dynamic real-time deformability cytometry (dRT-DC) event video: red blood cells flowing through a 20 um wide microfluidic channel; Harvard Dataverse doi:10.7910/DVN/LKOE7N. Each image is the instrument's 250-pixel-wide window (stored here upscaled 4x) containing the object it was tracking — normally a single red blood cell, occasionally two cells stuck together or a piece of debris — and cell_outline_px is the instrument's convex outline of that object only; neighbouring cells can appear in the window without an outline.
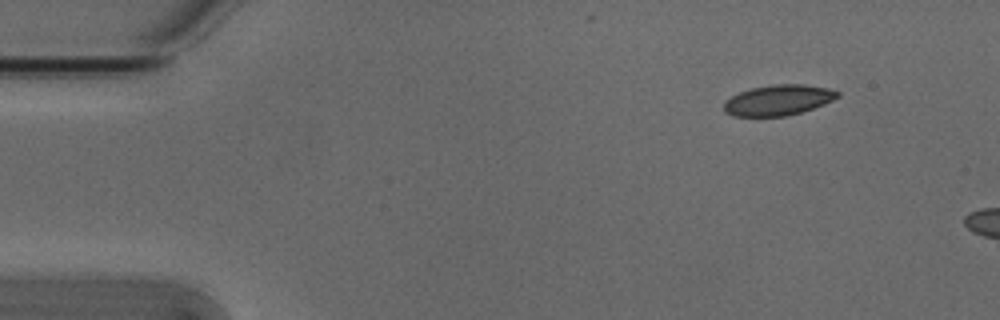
{"species": "Egyptian fruit bat (a non-hibernating species)", "species_latin": "Rousettus aegyptiacus", "temperature_condition": "cold", "stored_images_in_passage": 6, "camera_frame_rate_fps": 3000, "um_per_image_px": 0.085, "animal": {"sex": "male"}, "frame": {"image": 1, "passage_image": 1, "time_ms": 0.0, "image_size_px": [1000, 320], "cell_outline_px": [[840, 96], [824, 104], [800, 112], [784, 116], [732, 116], [724, 112], [724, 100], [740, 92], [752, 88], [772, 84], [804, 84], [828, 88], [840, 92]], "centroid_in_image_um": [66.14, 8.5], "position_along_channel_um": 18.9, "area_um2": 20.17}}